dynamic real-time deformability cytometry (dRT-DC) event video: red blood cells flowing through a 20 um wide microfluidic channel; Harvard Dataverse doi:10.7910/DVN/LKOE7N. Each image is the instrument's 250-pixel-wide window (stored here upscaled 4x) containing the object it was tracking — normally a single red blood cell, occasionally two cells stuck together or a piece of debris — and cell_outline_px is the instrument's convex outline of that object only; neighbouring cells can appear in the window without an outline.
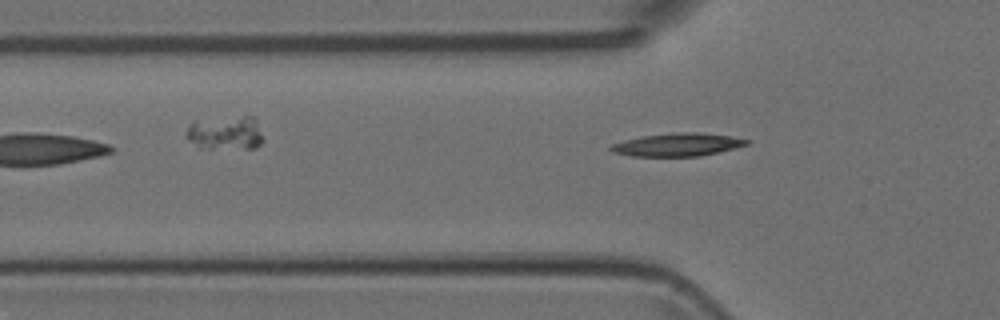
{"species": "Egyptian fruit bat (a non-hibernating species)", "species_latin": "Rousettus aegyptiacus", "temperature_condition": "room temperature", "stored_images_in_passage": 2, "camera_frame_rate_fps": 3000, "um_per_image_px": 0.085, "animal": {"sex": "female"}, "frame": {"image": 1, "passage_image": 2, "time_ms": 0.333, "image_size_px": [1000, 320], "cell_outline_px": [[752, 140], [748, 144], [700, 156], [632, 156], [612, 152], [608, 148], [612, 144], [624, 140], [640, 136], [672, 132], [696, 132], [728, 136]], "centroid_in_image_um": [57.53, 12.29], "position_along_channel_um": 68.3, "area_um2": 18.09}}